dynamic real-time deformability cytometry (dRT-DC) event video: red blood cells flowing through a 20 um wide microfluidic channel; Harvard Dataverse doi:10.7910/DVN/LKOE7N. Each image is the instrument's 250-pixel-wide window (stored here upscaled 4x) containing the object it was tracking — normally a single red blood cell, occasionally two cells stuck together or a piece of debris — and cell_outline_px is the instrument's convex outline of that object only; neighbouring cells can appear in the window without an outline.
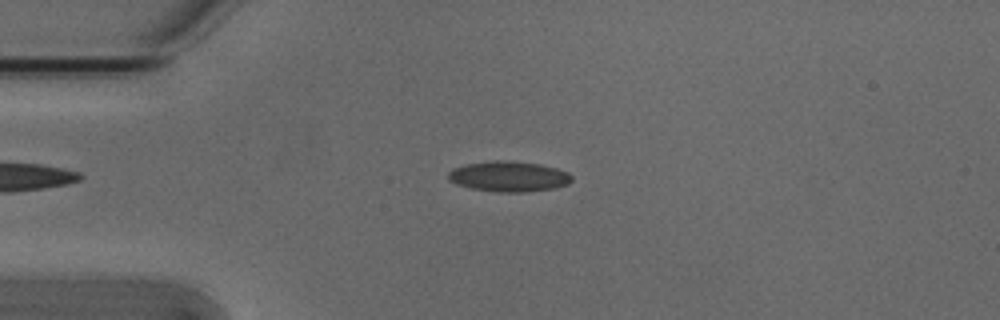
{"species": "Egyptian fruit bat (a non-hibernating species)", "species_latin": "Rousettus aegyptiacus", "temperature_condition": "cold", "stored_images_in_passage": 39, "camera_frame_rate_fps": 3000, "um_per_image_px": 0.085, "animal": {"sex": "male"}, "frame": {"image": 1, "passage_image": 12, "time_ms": 3.667, "image_size_px": [1000, 320], "cell_outline_px": [[572, 180], [568, 184], [556, 188], [524, 192], [496, 192], [472, 188], [456, 184], [448, 180], [448, 172], [452, 168], [468, 164], [540, 164], [556, 168], [568, 172], [572, 176]], "centroid_in_image_um": [43.28, 15.07], "position_along_channel_um": 41.7, "area_um2": 20.75}}
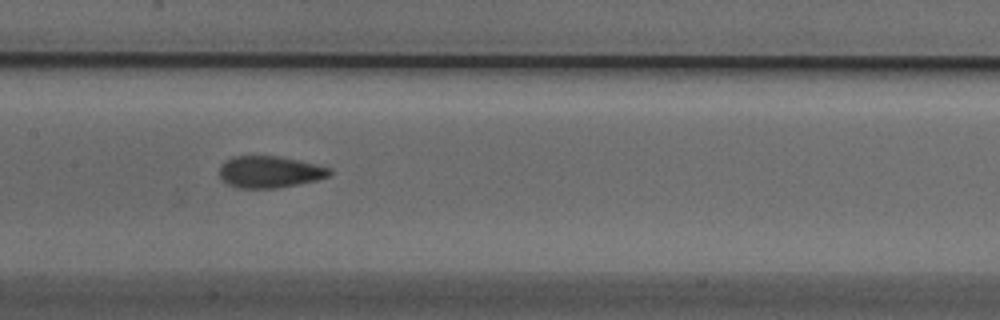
{"frame": {"image": 2, "passage_image": 25, "time_ms": 8.0, "image_size_px": [1000, 320], "cell_outline_px": [[332, 172], [328, 176], [316, 180], [276, 188], [236, 188], [228, 184], [220, 176], [220, 164], [232, 156], [276, 156], [316, 164], [332, 168]], "centroid_in_image_um": [22.9, 14.61], "position_along_channel_um": 184.5, "area_um2": 20.23}}
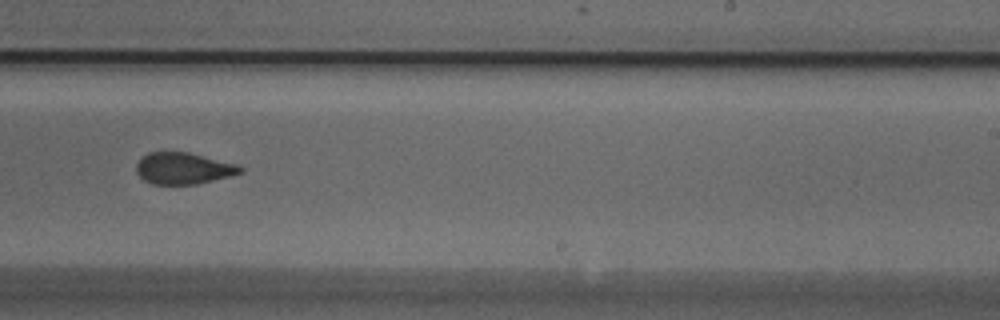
{"frame": {"image": 3, "passage_image": 32, "time_ms": 10.333, "image_size_px": [1000, 320], "cell_outline_px": [[244, 172], [232, 176], [196, 184], [152, 184], [144, 180], [136, 172], [136, 164], [148, 152], [188, 152], [236, 164], [244, 168]], "centroid_in_image_um": [15.61, 14.32], "position_along_channel_um": 273.4, "area_um2": 19.07}}